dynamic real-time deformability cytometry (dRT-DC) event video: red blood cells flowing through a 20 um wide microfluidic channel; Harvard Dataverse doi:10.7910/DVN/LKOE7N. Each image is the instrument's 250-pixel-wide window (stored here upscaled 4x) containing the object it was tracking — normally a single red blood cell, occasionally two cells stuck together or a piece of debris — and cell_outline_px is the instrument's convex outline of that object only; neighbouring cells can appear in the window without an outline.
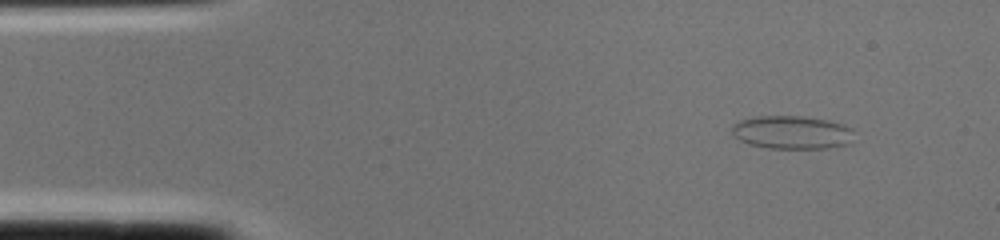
{"species": "common noctule bat (a hibernating species)", "species_latin": "Nyctalus noctula", "temperature_condition": "cold", "stored_images_in_passage": 2, "segment_of_instrument_passage": [2, 2], "camera_frame_rate_fps": 3000, "um_per_image_px": 0.085, "animal": {"sex": "female", "body_mass_g": 22.0, "forearm_length_mm": 56.7}, "frame": {"image": 1, "passage_image": 2, "time_ms": 0.333, "image_size_px": [1000, 240], "cell_outline_px": [[852, 128], [848, 144], [828, 148], [768, 148], [748, 144], [740, 140], [732, 132], [732, 124], [740, 120], [756, 116], [808, 116], [828, 120], [844, 124]], "centroid_in_image_um": [67.29, 11.24], "position_along_channel_um": 17.7, "area_um2": 23.64}}